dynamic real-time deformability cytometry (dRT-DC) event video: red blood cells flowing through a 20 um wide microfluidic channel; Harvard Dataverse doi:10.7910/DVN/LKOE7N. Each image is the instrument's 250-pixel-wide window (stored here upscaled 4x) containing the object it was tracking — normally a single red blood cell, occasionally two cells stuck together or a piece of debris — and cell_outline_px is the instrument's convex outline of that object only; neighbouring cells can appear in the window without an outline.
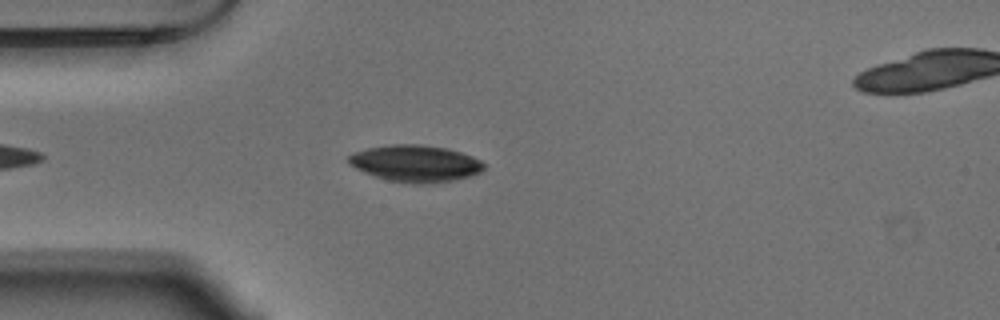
{"species": "Egyptian fruit bat (a non-hibernating species)", "species_latin": "Rousettus aegyptiacus", "temperature_condition": "warm", "stored_images_in_passage": 44, "camera_frame_rate_fps": 3000, "um_per_image_px": 0.085, "animal": {"sex": "male"}, "frame": {"image": 1, "passage_image": 7, "time_ms": 2.0, "image_size_px": [1000, 320], "cell_outline_px": [[484, 168], [480, 172], [468, 176], [452, 180], [428, 184], [412, 184], [388, 180], [364, 172], [348, 164], [348, 156], [352, 152], [368, 148], [388, 144], [420, 144], [448, 148], [472, 156], [480, 160], [484, 164]], "centroid_in_image_um": [35.28, 13.88], "position_along_channel_um": 49.7, "area_um2": 29.02}}
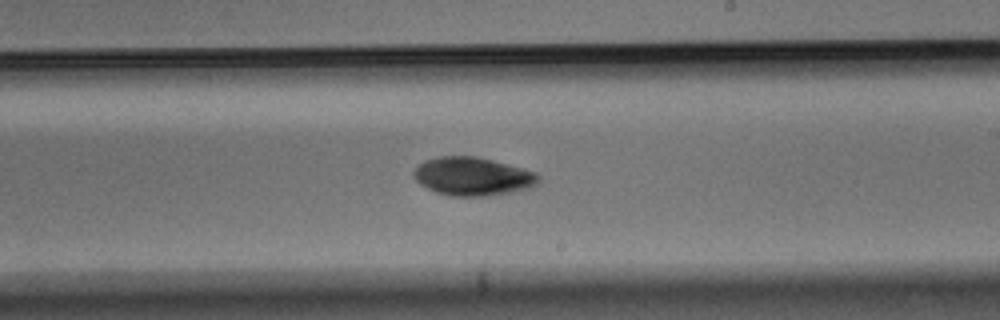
{"frame": {"image": 2, "passage_image": 24, "time_ms": 7.667, "image_size_px": [1000, 320], "cell_outline_px": [[540, 180], [532, 188], [512, 192], [488, 196], [448, 196], [436, 192], [420, 184], [412, 176], [412, 172], [424, 160], [436, 156], [476, 156], [492, 160], [536, 172], [540, 176]], "centroid_in_image_um": [40.17, 15.0], "position_along_channel_um": 248.8, "area_um2": 28.09}}
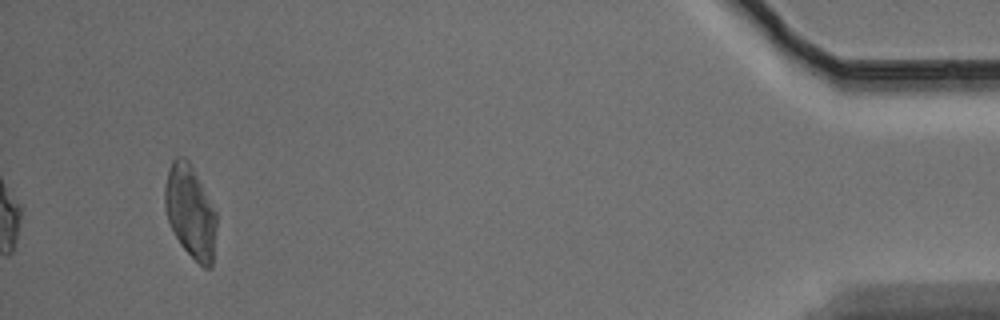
{"frame": {"image": 3, "passage_image": 44, "time_ms": 14.333, "image_size_px": [1000, 320], "cell_outline_px": [[216, 228], [212, 268], [204, 268], [180, 244], [168, 220], [164, 204], [164, 188], [168, 168], [172, 160], [176, 156], [184, 156], [188, 160], [216, 212]], "centroid_in_image_um": [16.16, 17.98], "position_along_channel_um": 419.0, "area_um2": 27.63}, "authors_computed_cell_mechanics": {"area_um2": 27.6862, "velocity_mm_per_s": 3.6873, "shape_relaxation_time_tau1_ms": 3.3496, "shape_relaxation_time_tau2_ms": 5.1691, "deformation_change_tau1": 0.1089, "deformation_change_tau2": 0.0639}}